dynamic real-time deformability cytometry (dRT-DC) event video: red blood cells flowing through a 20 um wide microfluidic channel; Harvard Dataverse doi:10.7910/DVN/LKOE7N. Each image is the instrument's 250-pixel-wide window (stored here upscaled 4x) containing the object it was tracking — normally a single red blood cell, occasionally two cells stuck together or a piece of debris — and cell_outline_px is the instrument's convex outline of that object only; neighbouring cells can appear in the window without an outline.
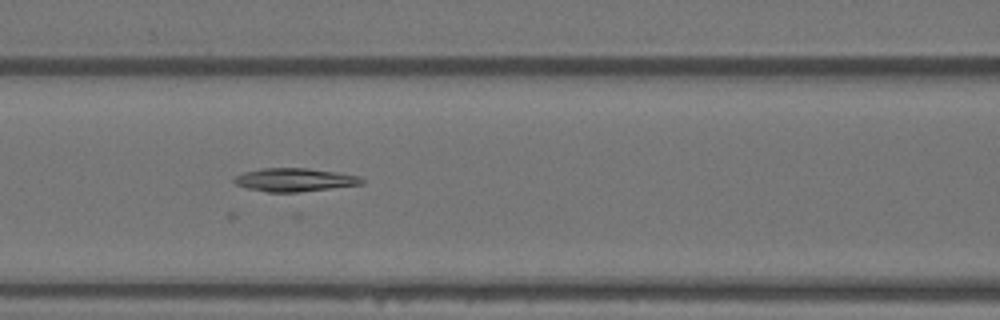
{"species": "Egyptian fruit bat (a non-hibernating species)", "species_latin": "Rousettus aegyptiacus", "temperature_condition": "warm", "stored_images_in_passage": 8, "camera_frame_rate_fps": 3000, "um_per_image_px": 0.085, "animal": {"sex": "female"}, "frame": {"image": 1, "passage_image": 7, "time_ms": 2.0, "image_size_px": [1000, 320], "cell_outline_px": [[364, 184], [300, 192], [268, 192], [248, 188], [236, 184], [232, 180], [236, 176], [244, 172], [260, 168], [308, 168], [360, 176], [364, 180]], "centroid_in_image_um": [25.05, 15.28], "position_along_channel_um": 141.6, "area_um2": 17.28}}
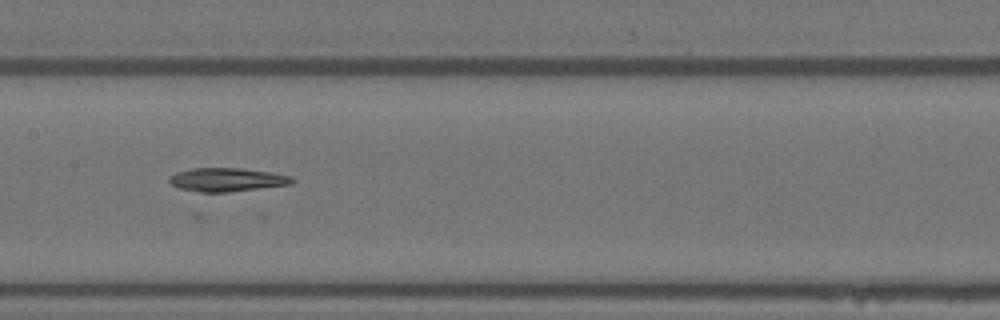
{"frame": {"image": 2, "passage_image": 8, "time_ms": 2.333, "image_size_px": [1000, 320], "cell_outline_px": [[296, 180], [292, 184], [228, 192], [200, 192], [180, 188], [172, 184], [168, 180], [168, 176], [176, 172], [192, 168], [240, 168], [272, 172], [292, 176]], "centroid_in_image_um": [19.31, 15.26], "position_along_channel_um": 188.1, "area_um2": 16.94}}